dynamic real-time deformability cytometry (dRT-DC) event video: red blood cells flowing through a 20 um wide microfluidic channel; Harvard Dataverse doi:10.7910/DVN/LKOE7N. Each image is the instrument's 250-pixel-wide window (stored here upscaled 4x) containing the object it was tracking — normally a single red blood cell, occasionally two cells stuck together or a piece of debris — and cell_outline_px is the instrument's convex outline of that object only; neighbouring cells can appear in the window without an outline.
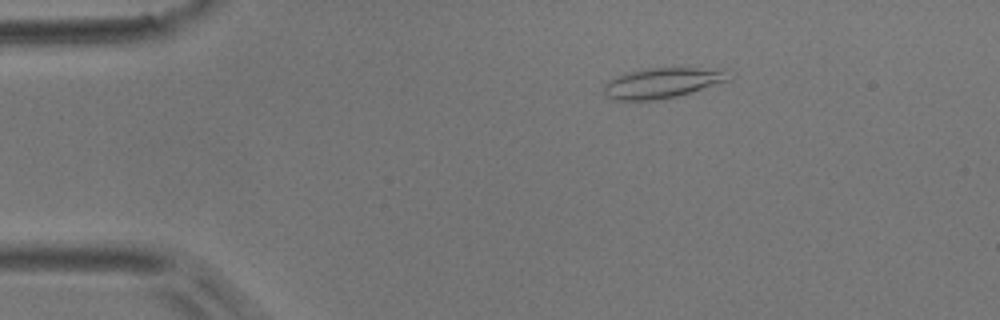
{"species": "common noctule bat (a hibernating species)", "species_latin": "Nyctalus noctula", "temperature_condition": "room temperature", "stored_images_in_passage": 7, "camera_frame_rate_fps": 3000, "um_per_image_px": 0.085, "animal": {"sex": "male", "body_mass_g": 17.9}, "frame": {"image": 1, "passage_image": 3, "time_ms": 2.333, "image_size_px": [1000, 320], "cell_outline_px": [[732, 80], [692, 92], [676, 96], [656, 100], [612, 100], [604, 92], [604, 84], [608, 80], [616, 76], [628, 72], [648, 68], [724, 68]], "centroid_in_image_um": [56.33, 7.04], "position_along_channel_um": 28.7, "area_um2": 22.2}}
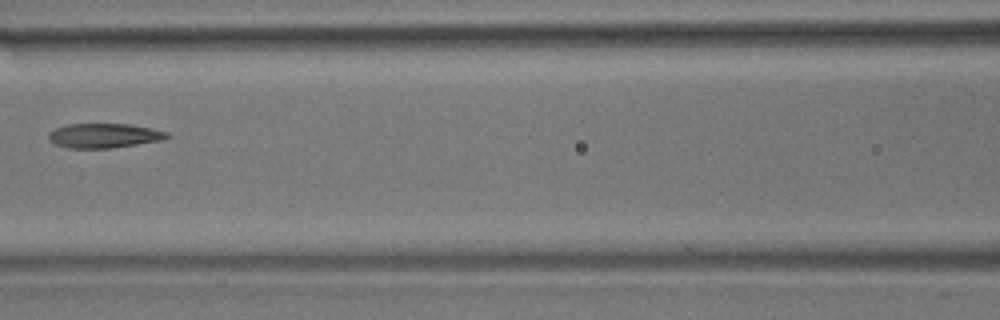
{"frame": {"image": 2, "passage_image": 6, "time_ms": 7.333, "image_size_px": [1000, 320], "cell_outline_px": [[172, 136], [164, 140], [112, 148], [68, 148], [56, 144], [48, 140], [48, 132], [56, 128], [68, 124], [128, 124], [152, 128], [168, 132]], "centroid_in_image_um": [8.87, 11.53], "position_along_channel_um": 157.7, "area_um2": 17.05}}
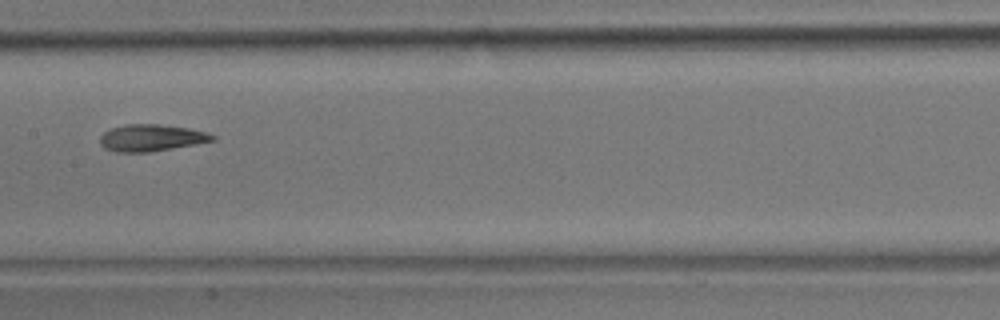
{"frame": {"image": 3, "passage_image": 7, "time_ms": 8.333, "image_size_px": [1000, 320], "cell_outline_px": [[216, 140], [196, 144], [148, 152], [116, 152], [104, 148], [100, 144], [100, 136], [104, 132], [112, 128], [128, 124], [160, 124], [188, 128], [204, 132], [216, 136]], "centroid_in_image_um": [12.85, 11.72], "position_along_channel_um": 194.6, "area_um2": 17.46}}